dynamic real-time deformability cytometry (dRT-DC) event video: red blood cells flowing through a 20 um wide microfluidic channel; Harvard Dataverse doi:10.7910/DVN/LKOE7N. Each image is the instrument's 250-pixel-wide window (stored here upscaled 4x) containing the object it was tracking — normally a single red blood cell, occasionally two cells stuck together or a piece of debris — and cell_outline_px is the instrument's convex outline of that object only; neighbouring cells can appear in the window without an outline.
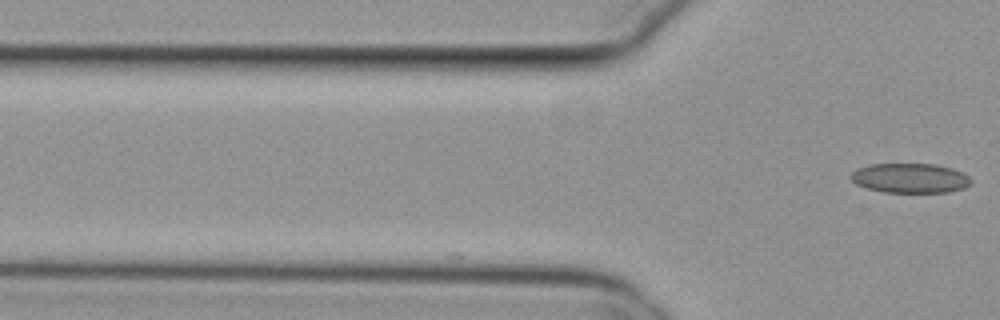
{"species": "common noctule bat (a hibernating species)", "species_latin": "Nyctalus noctula", "temperature_condition": "cold", "stored_images_in_passage": 2, "camera_frame_rate_fps": 3000, "um_per_image_px": 0.085, "animal": {"sex": "female", "body_mass_g": 29.2, "forearm_length_mm": 56.3}, "frame": {"image": 1, "passage_image": 2, "time_ms": 0.333, "image_size_px": [1000, 320], "cell_outline_px": [[972, 180], [964, 188], [948, 192], [884, 192], [868, 188], [856, 184], [848, 176], [856, 168], [868, 164], [936, 164], [952, 168], [964, 172]], "centroid_in_image_um": [77.34, 15.13], "position_along_channel_um": 48.5, "area_um2": 20.87}}